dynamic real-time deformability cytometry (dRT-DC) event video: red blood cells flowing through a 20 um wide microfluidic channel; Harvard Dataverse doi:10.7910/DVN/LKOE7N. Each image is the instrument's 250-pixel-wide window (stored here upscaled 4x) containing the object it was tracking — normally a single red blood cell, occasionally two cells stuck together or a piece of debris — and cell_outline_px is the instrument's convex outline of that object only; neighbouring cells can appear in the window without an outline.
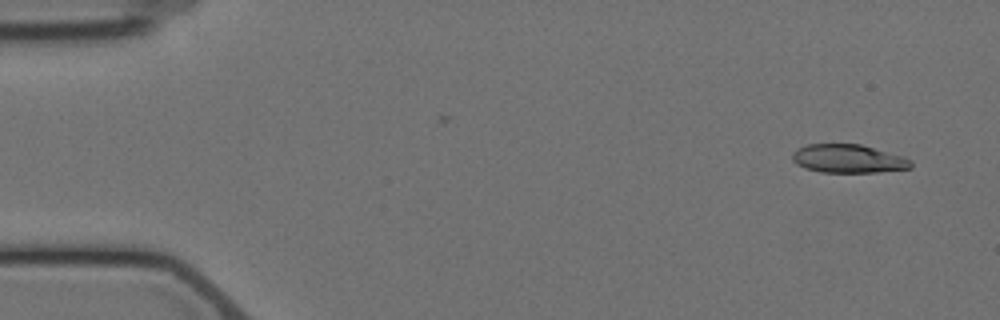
{"species": "Egyptian fruit bat (a non-hibernating species)", "species_latin": "Rousettus aegyptiacus", "temperature_condition": "cold", "stored_images_in_passage": 6, "camera_frame_rate_fps": 3000, "um_per_image_px": 0.085, "animal": {"sex": "female"}, "frame": {"image": 1, "passage_image": 1, "time_ms": 0.0, "image_size_px": [1000, 320], "cell_outline_px": [[912, 168], [876, 172], [820, 172], [804, 168], [796, 164], [792, 160], [792, 152], [796, 148], [808, 144], [860, 144], [904, 156], [912, 160]], "centroid_in_image_um": [72.09, 13.49], "position_along_channel_um": 12.9, "area_um2": 19.83}}
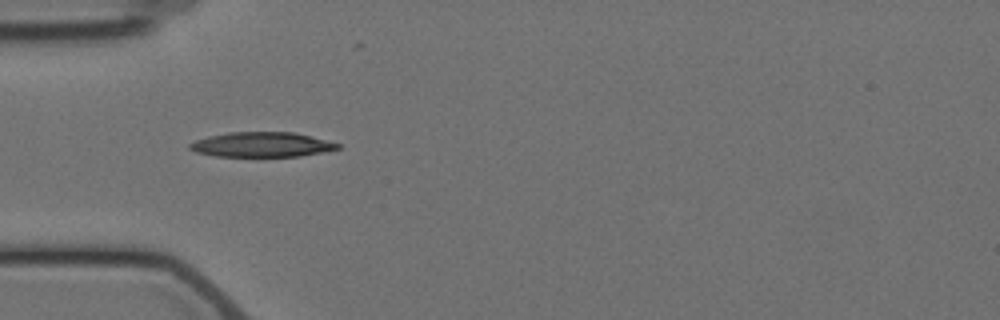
{"frame": {"image": 2, "passage_image": 5, "time_ms": 4.667, "image_size_px": [1000, 320], "cell_outline_px": [[340, 148], [324, 152], [300, 156], [216, 156], [196, 152], [188, 148], [188, 144], [196, 140], [208, 136], [228, 132], [292, 132], [340, 144]], "centroid_in_image_um": [22.2, 12.29], "position_along_channel_um": 62.8, "area_um2": 21.21}}
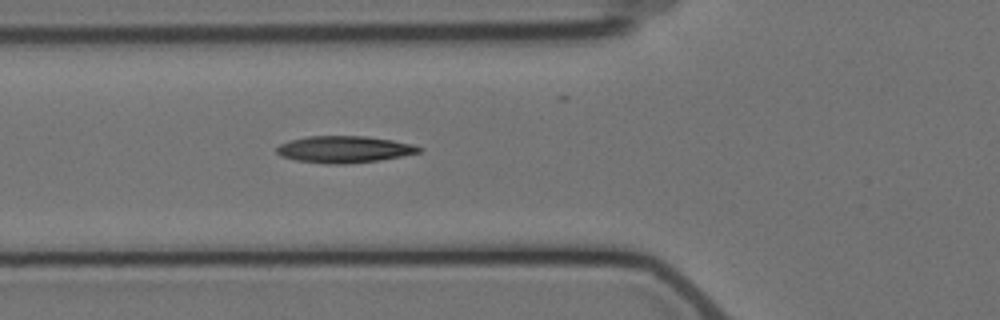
{"frame": {"image": 3, "passage_image": 6, "time_ms": 5.667, "image_size_px": [1000, 320], "cell_outline_px": [[424, 148], [420, 152], [380, 160], [344, 164], [328, 164], [296, 160], [280, 156], [276, 152], [276, 148], [280, 144], [292, 140], [308, 136], [364, 136], [392, 140], [412, 144]], "centroid_in_image_um": [29.25, 12.7], "position_along_channel_um": 96.5, "area_um2": 22.08}}